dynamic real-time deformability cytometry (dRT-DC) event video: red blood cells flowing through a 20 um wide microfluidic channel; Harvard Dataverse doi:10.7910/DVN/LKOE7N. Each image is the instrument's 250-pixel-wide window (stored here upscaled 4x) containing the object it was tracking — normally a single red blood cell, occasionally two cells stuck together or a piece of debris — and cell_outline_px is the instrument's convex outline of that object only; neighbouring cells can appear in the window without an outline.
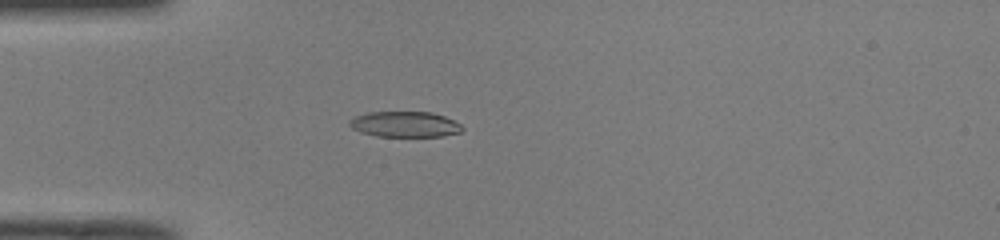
{"species": "common noctule bat (a hibernating species)", "species_latin": "Nyctalus noctula", "temperature_condition": "room temperature", "stored_images_in_passage": 41, "camera_frame_rate_fps": 3000, "um_per_image_px": 0.085, "animal": {"sex": "male", "body_mass_g": 19.0, "forearm_length_mm": 50.8}, "frame": {"image": 1, "passage_image": 5, "time_ms": 1.333, "image_size_px": [1000, 240], "cell_outline_px": [[464, 128], [460, 132], [440, 136], [376, 136], [360, 132], [352, 128], [348, 124], [348, 120], [356, 116], [368, 112], [432, 112], [444, 116], [460, 124]], "centroid_in_image_um": [34.38, 10.56], "position_along_channel_um": 50.6, "area_um2": 16.76}}
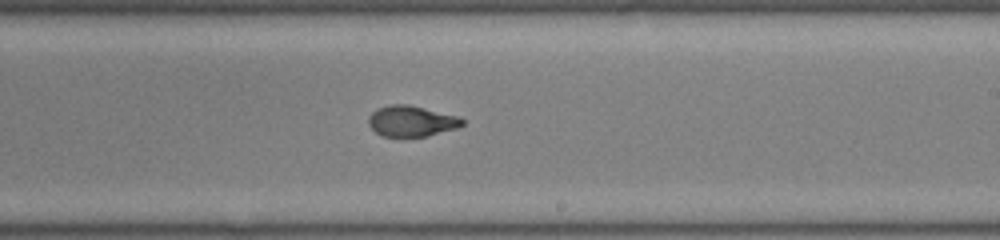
{"frame": {"image": 2, "passage_image": 21, "time_ms": 6.667, "image_size_px": [1000, 240], "cell_outline_px": [[464, 124], [456, 128], [424, 136], [380, 136], [368, 124], [368, 116], [376, 108], [392, 104], [408, 104], [456, 116], [464, 120]], "centroid_in_image_um": [34.91, 10.28], "position_along_channel_um": 254.1, "area_um2": 16.59}}
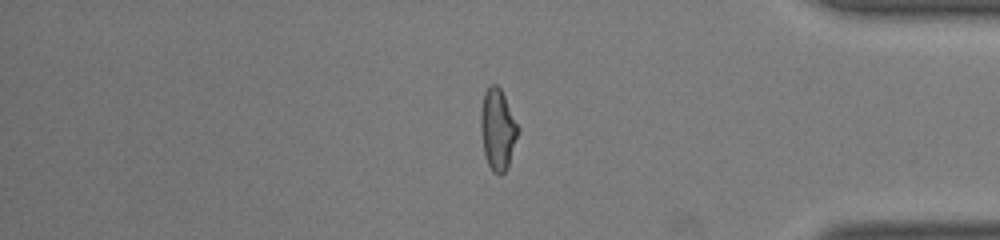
{"frame": {"image": 3, "passage_image": 33, "time_ms": 10.667, "image_size_px": [1000, 240], "cell_outline_px": [[520, 128], [508, 168], [500, 176], [492, 172], [488, 164], [484, 152], [480, 128], [480, 112], [484, 92], [492, 84], [496, 84], [500, 88]], "centroid_in_image_um": [42.3, 11.03], "position_along_channel_um": 392.9, "area_um2": 17.74}, "authors_computed_cell_mechanics": {"area_um2": 17.3978, "velocity_mm_per_s": 4.0496, "shape_relaxation_time_tau1_ms": 5.0769, "shape_relaxation_time_tau2_ms": 1.3002, "deformation_change_tau1": 0.236, "deformation_change_tau2": 0.0577}}